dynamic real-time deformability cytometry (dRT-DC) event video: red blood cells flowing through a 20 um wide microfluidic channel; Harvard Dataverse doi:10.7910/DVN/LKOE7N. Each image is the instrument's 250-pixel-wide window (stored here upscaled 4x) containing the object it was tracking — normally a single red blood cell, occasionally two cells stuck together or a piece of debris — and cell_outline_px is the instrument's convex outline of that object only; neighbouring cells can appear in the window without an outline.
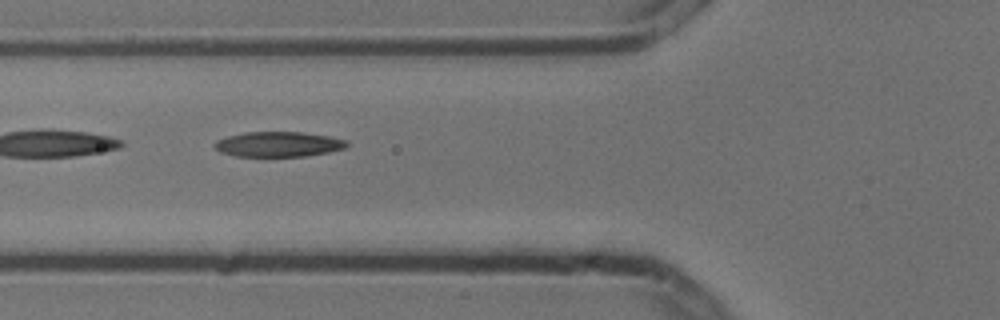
{"species": "common noctule bat (a hibernating species)", "species_latin": "Nyctalus noctula", "temperature_condition": "cold", "stored_images_in_passage": 6, "camera_frame_rate_fps": 3000, "um_per_image_px": 0.085, "animal": {"sex": "male", "body_mass_g": 13.3}, "frame": {"image": 1, "passage_image": 5, "time_ms": 1.333, "image_size_px": [1000, 320], "cell_outline_px": [[348, 144], [344, 148], [328, 152], [304, 156], [236, 156], [220, 152], [212, 144], [216, 140], [228, 136], [244, 132], [304, 132], [328, 136], [348, 140]], "centroid_in_image_um": [23.65, 12.25], "position_along_channel_um": 102.2, "area_um2": 19.31}}